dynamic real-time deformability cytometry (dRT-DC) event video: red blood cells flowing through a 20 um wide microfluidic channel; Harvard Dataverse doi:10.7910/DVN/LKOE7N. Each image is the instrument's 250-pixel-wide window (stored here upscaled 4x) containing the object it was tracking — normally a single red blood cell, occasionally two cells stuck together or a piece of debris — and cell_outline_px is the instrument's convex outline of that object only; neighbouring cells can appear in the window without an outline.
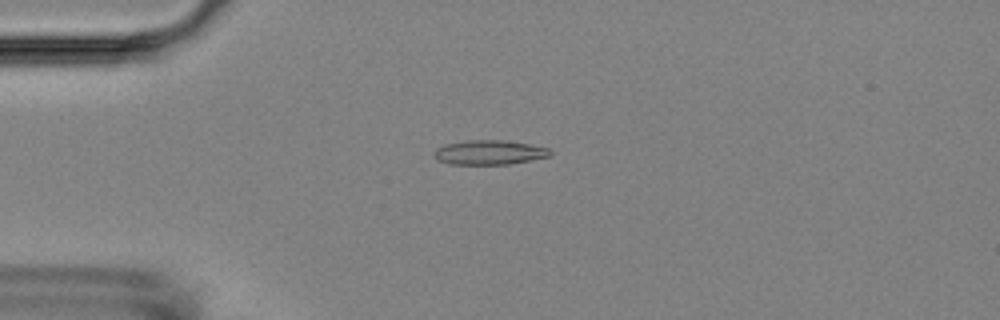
{"species": "Egyptian fruit bat (a non-hibernating species)", "species_latin": "Rousettus aegyptiacus", "temperature_condition": "room temperature", "stored_images_in_passage": 55, "camera_frame_rate_fps": 3000, "um_per_image_px": 0.085, "animal": {"sex": "female"}, "frame": {"image": 1, "passage_image": 14, "time_ms": 4.333, "image_size_px": [1000, 320], "cell_outline_px": [[552, 156], [508, 164], [448, 164], [436, 160], [432, 156], [432, 152], [436, 148], [444, 144], [468, 140], [504, 140], [528, 144], [548, 148], [552, 152]], "centroid_in_image_um": [41.53, 12.96], "position_along_channel_um": 43.5, "area_um2": 16.7}}
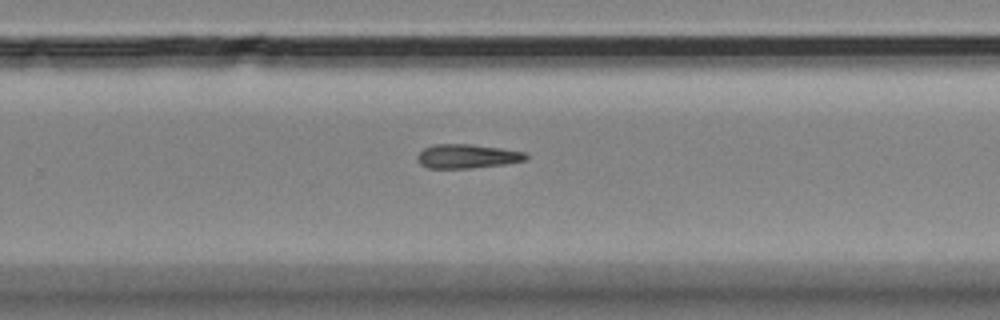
{"frame": {"image": 2, "passage_image": 36, "time_ms": 11.667, "image_size_px": [1000, 320], "cell_outline_px": [[528, 160], [504, 164], [468, 168], [428, 168], [420, 164], [416, 160], [416, 156], [424, 148], [432, 144], [472, 144], [500, 148], [524, 152], [528, 156]], "centroid_in_image_um": [39.68, 13.28], "position_along_channel_um": 290.1, "area_um2": 15.26}}
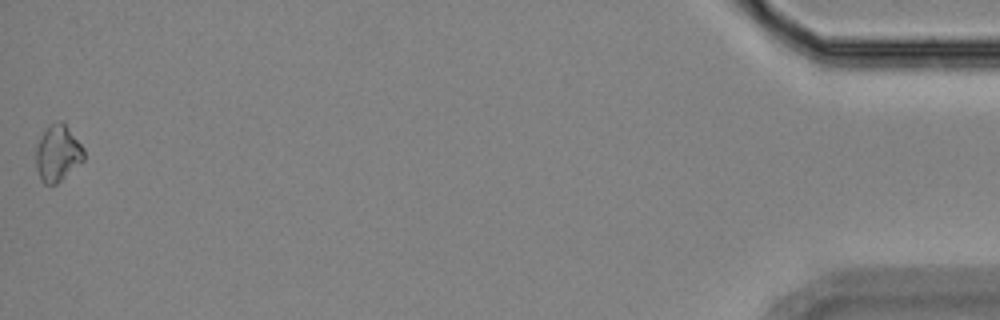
{"frame": {"image": 3, "passage_image": 55, "time_ms": 18.0, "image_size_px": [1000, 320], "cell_outline_px": [[84, 160], [56, 184], [44, 184], [40, 180], [36, 168], [36, 148], [40, 136], [48, 124], [56, 120], [60, 120], [68, 128], [84, 148]], "centroid_in_image_um": [4.88, 13.01], "position_along_channel_um": 430.3, "area_um2": 15.78}}